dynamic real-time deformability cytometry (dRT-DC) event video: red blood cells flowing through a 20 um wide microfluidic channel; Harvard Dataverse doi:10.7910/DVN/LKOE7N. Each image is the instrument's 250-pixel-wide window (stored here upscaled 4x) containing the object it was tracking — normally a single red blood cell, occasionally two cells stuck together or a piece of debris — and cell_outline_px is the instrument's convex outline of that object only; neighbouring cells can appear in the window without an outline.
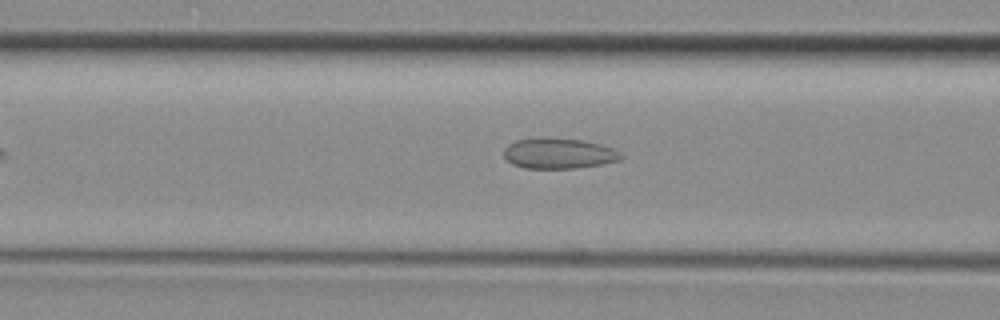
{"species": "common noctule bat (a hibernating species)", "species_latin": "Nyctalus noctula", "temperature_condition": "room temperature", "stored_images_in_passage": 8, "camera_frame_rate_fps": 3000, "um_per_image_px": 0.085, "animal": {"sex": "female", "body_mass_g": 29.2, "forearm_length_mm": 56.3}, "frame": {"image": 1, "passage_image": 6, "time_ms": 1.667, "image_size_px": [1000, 320], "cell_outline_px": [[624, 156], [620, 160], [600, 164], [576, 168], [524, 168], [512, 164], [504, 156], [504, 148], [508, 144], [516, 140], [584, 140], [600, 144], [612, 148], [620, 152]], "centroid_in_image_um": [47.52, 13.08], "position_along_channel_um": 119.1, "area_um2": 20.11}}